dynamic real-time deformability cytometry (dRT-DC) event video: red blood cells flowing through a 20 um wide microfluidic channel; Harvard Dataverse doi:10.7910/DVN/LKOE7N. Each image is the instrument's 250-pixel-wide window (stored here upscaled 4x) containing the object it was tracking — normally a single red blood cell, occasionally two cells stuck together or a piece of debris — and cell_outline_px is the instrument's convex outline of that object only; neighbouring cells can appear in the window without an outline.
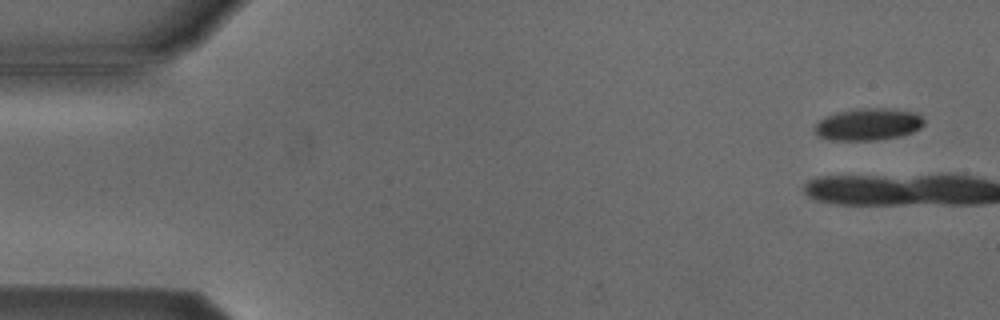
{"species": "Egyptian fruit bat (a non-hibernating species)", "species_latin": "Rousettus aegyptiacus", "temperature_condition": "cold", "stored_images_in_passage": 4, "camera_frame_rate_fps": 3000, "um_per_image_px": 0.085, "animal": {"sex": "male"}, "frame": {"image": 1, "passage_image": 2, "time_ms": 0.333, "image_size_px": [1000, 320], "cell_outline_px": [[924, 124], [920, 128], [912, 132], [896, 136], [872, 140], [836, 140], [820, 136], [812, 128], [824, 116], [836, 112], [860, 108], [884, 108], [916, 112], [924, 120]], "centroid_in_image_um": [73.78, 10.55], "position_along_channel_um": 11.2, "area_um2": 20.17}}